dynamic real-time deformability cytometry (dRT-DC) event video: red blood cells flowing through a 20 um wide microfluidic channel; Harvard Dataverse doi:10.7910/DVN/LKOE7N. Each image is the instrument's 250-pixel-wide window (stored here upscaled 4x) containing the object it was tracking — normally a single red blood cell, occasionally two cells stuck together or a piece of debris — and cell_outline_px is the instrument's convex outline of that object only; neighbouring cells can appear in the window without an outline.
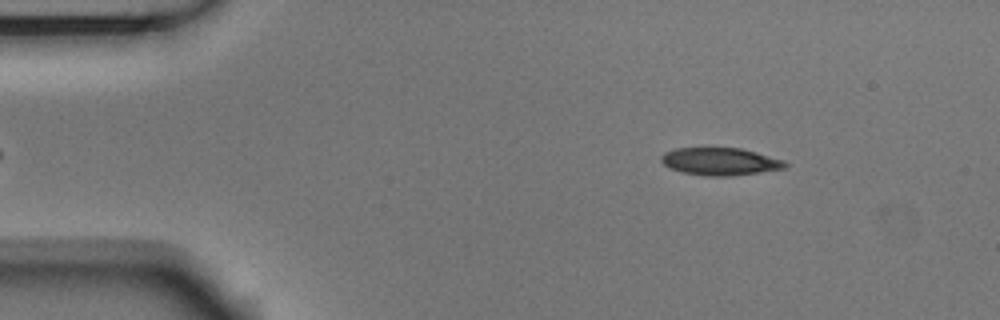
{"species": "Egyptian fruit bat (a non-hibernating species)", "species_latin": "Rousettus aegyptiacus", "temperature_condition": "room temperature", "stored_images_in_passage": 50, "camera_frame_rate_fps": 3000, "um_per_image_px": 0.085, "animal": {"sex": "male"}, "frame": {"image": 1, "passage_image": 4, "time_ms": 1.0, "image_size_px": [1000, 320], "cell_outline_px": [[788, 164], [784, 168], [760, 172], [728, 176], [704, 176], [680, 172], [668, 168], [660, 160], [660, 156], [664, 152], [676, 148], [708, 144], [740, 148], [756, 152], [784, 160]], "centroid_in_image_um": [61.12, 13.67], "position_along_channel_um": 23.9, "area_um2": 20.87}}
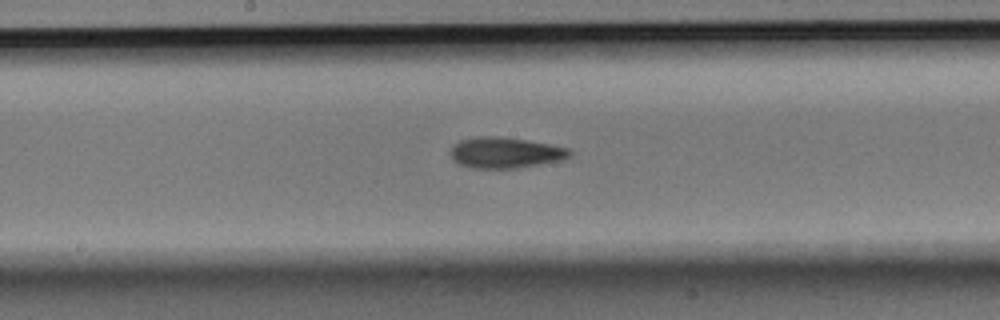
{"frame": {"image": 2, "passage_image": 24, "time_ms": 7.667, "image_size_px": [1000, 320], "cell_outline_px": [[572, 156], [560, 160], [516, 168], [472, 168], [460, 164], [452, 160], [452, 148], [460, 140], [480, 136], [500, 136], [548, 144], [568, 148], [572, 152]], "centroid_in_image_um": [42.95, 12.98], "position_along_channel_um": 205.2, "area_um2": 21.1}}
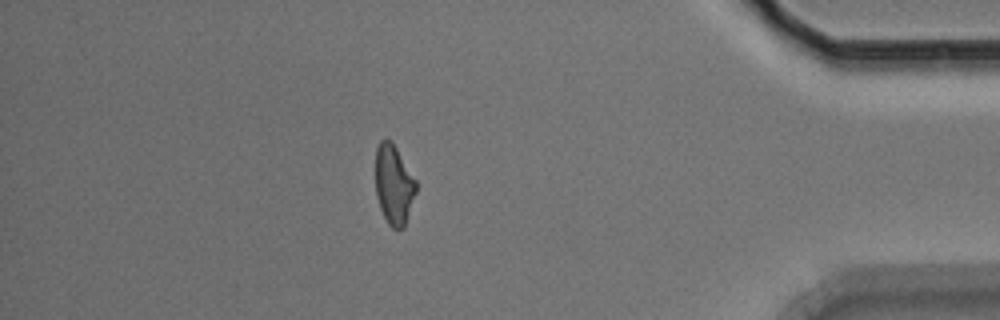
{"frame": {"image": 3, "passage_image": 43, "time_ms": 14.0, "image_size_px": [1000, 320], "cell_outline_px": [[416, 192], [404, 228], [392, 228], [388, 224], [380, 208], [376, 196], [376, 148], [380, 140], [392, 140], [416, 180]], "centroid_in_image_um": [33.47, 15.68], "position_along_channel_um": 401.7, "area_um2": 18.79}, "authors_computed_cell_mechanics": {"area_um2": 20.4323, "velocity_mm_per_s": 3.7416, "shape_relaxation_time_tau1_ms": 4.5625, "shape_relaxation_time_tau2_ms": 6.3185, "deformation_change_tau1": 0.1498, "deformation_change_tau2": 0.1601}}